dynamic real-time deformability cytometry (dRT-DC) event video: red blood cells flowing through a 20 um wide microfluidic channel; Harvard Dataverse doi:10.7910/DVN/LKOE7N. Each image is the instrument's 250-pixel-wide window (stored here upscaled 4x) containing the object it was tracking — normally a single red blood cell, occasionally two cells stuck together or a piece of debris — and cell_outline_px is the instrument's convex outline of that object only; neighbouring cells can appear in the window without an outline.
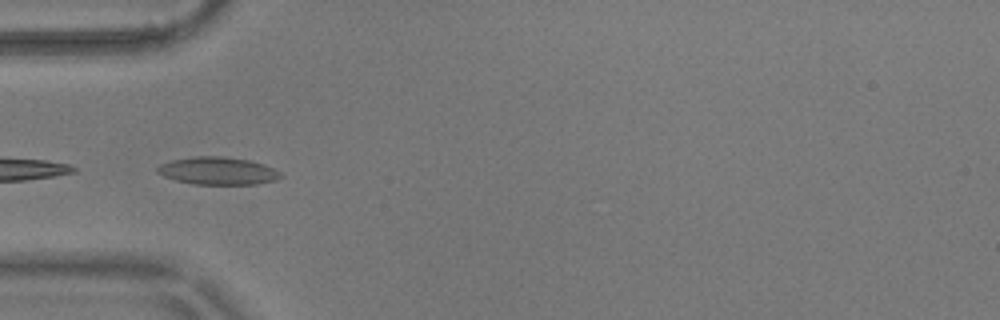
{"species": "common noctule bat (a hibernating species)", "species_latin": "Nyctalus noctula", "temperature_condition": "warm", "stored_images_in_passage": 15, "camera_frame_rate_fps": 3000, "um_per_image_px": 0.085, "animal": {"sex": "male", "body_mass_g": 17.9}, "frame": {"image": 1, "passage_image": 7, "time_ms": 2.0, "image_size_px": [1000, 320], "cell_outline_px": [[284, 176], [276, 180], [256, 184], [192, 184], [176, 180], [164, 176], [156, 172], [156, 168], [160, 164], [172, 160], [196, 156], [224, 156], [248, 160], [264, 164], [280, 172]], "centroid_in_image_um": [18.52, 14.52], "position_along_channel_um": 66.5, "area_um2": 19.83}}